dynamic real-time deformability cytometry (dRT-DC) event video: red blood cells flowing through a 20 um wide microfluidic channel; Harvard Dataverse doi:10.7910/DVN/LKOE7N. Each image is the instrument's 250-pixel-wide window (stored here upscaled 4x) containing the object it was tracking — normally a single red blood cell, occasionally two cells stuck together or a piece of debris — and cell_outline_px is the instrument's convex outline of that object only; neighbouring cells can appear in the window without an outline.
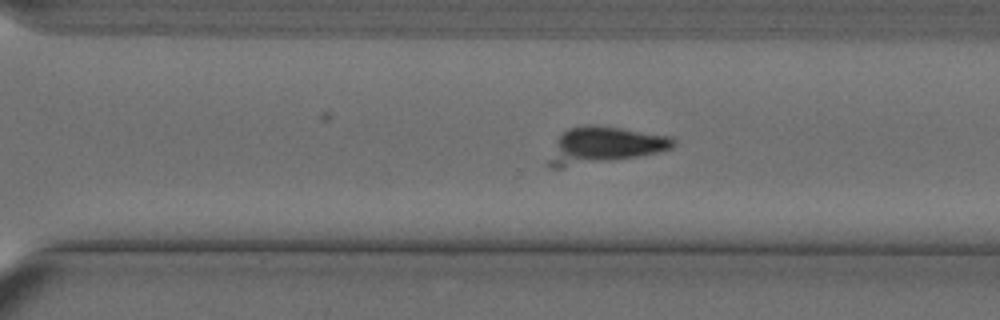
{"species": "Egyptian fruit bat (a non-hibernating species)", "species_latin": "Rousettus aegyptiacus", "temperature_condition": "cold", "stored_images_in_passage": 48, "camera_frame_rate_fps": 3000, "um_per_image_px": 0.085, "animal": {"sex": "female"}, "frame": {"image": 1, "passage_image": 35, "time_ms": 11.333, "image_size_px": [1000, 320], "cell_outline_px": [[676, 144], [672, 148], [656, 152], [636, 156], [564, 168], [552, 168], [544, 164], [556, 140], [568, 128], [584, 124], [596, 124], [672, 136], [676, 140]], "centroid_in_image_um": [51.3, 12.34], "position_along_channel_um": 319.3, "area_um2": 26.76}}
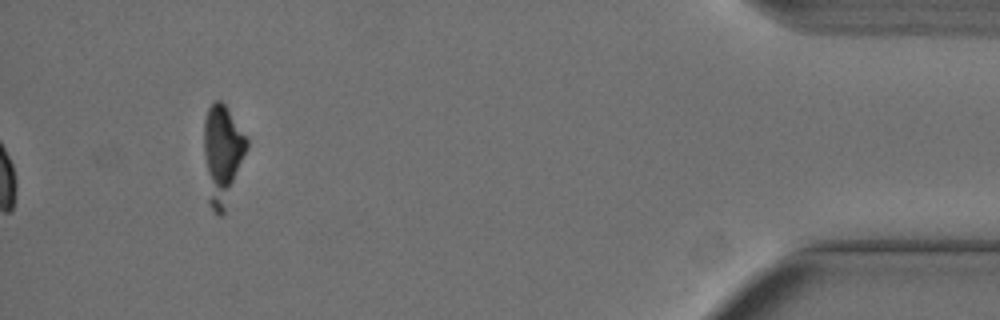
{"frame": {"image": 2, "passage_image": 48, "time_ms": 15.667, "image_size_px": [1000, 320], "cell_outline_px": [[248, 148], [224, 212], [220, 216], [208, 204], [204, 152], [204, 120], [208, 108], [216, 100], [220, 100], [224, 104], [248, 140]], "centroid_in_image_um": [18.89, 13.14], "position_along_channel_um": 416.3, "area_um2": 24.45}}